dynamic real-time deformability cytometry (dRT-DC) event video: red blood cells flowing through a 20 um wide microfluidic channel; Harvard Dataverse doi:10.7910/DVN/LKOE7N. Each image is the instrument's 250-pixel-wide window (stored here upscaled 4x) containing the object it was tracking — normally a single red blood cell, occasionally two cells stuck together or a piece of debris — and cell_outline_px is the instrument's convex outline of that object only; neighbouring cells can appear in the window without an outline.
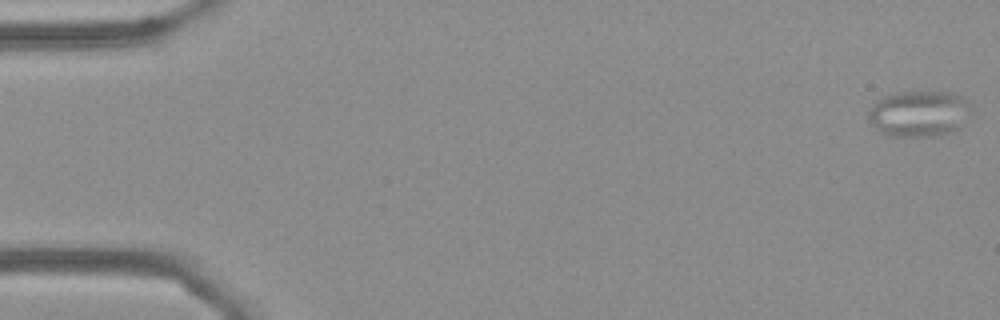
{"species": "Egyptian fruit bat (a non-hibernating species)", "species_latin": "Rousettus aegyptiacus", "temperature_condition": "cold", "stored_images_in_passage": 55, "camera_frame_rate_fps": 3000, "um_per_image_px": 0.085, "frame": {"image": 1, "passage_image": 1, "time_ms": 0.0, "image_size_px": [1000, 320], "cell_outline_px": [[972, 116], [960, 128], [952, 132], [932, 136], [888, 136], [880, 132], [868, 120], [868, 108], [876, 100], [884, 96], [896, 92], [948, 92], [964, 96], [972, 112]], "centroid_in_image_um": [78.14, 9.66], "position_along_channel_um": 6.9, "area_um2": 28.09}}
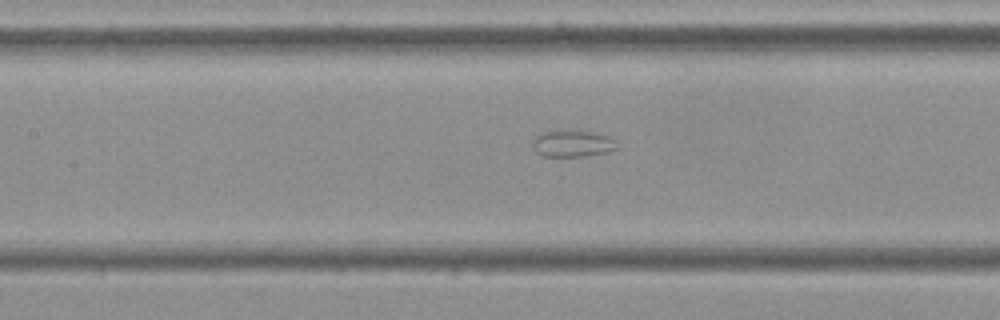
{"frame": {"image": 2, "passage_image": 25, "time_ms": 8.0, "image_size_px": [1000, 320], "cell_outline_px": [[616, 148], [608, 152], [584, 156], [544, 156], [536, 152], [532, 148], [532, 140], [536, 136], [544, 132], [592, 132], [612, 136], [616, 140]], "centroid_in_image_um": [48.68, 12.23], "position_along_channel_um": 158.7, "area_um2": 12.83}}
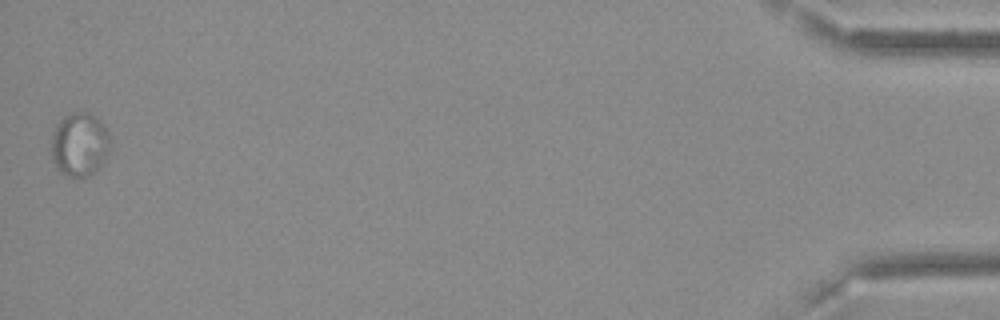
{"frame": {"image": 3, "passage_image": 55, "time_ms": 18.0, "image_size_px": [1000, 320], "cell_outline_px": [[112, 144], [100, 168], [96, 172], [88, 176], [68, 176], [60, 172], [56, 168], [52, 160], [52, 136], [56, 124], [60, 116], [72, 112], [88, 112], [96, 116], [104, 124], [108, 132]], "centroid_in_image_um": [6.78, 12.25], "position_along_channel_um": 428.4, "area_um2": 22.37}, "authors_computed_cell_mechanics": {"area_um2": 19.3052, "velocity_mm_per_s": 3.6423, "shape_relaxation_time_tau1_ms": null, "shape_relaxation_time_tau2_ms": 1.7349, "deformation_change_tau1": null, "deformation_change_tau2": 0.0581}}